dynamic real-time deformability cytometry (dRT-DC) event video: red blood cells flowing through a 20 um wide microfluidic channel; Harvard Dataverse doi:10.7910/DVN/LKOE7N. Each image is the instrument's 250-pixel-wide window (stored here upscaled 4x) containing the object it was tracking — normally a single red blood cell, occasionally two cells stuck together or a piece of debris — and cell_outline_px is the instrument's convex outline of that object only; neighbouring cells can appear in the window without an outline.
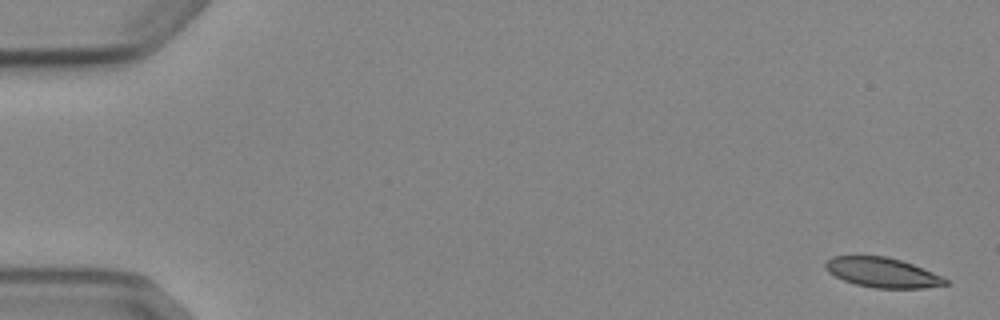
{"species": "Egyptian fruit bat (a non-hibernating species)", "species_latin": "Rousettus aegyptiacus", "temperature_condition": "cold", "stored_images_in_passage": 4, "camera_frame_rate_fps": 3000, "um_per_image_px": 0.085, "animal": {"sex": "female"}, "frame": {"image": 1, "passage_image": 1, "time_ms": 0.0, "image_size_px": [1000, 320], "cell_outline_px": [[948, 284], [924, 288], [876, 288], [856, 284], [844, 280], [828, 272], [824, 268], [824, 264], [832, 256], [888, 256], [912, 264], [932, 272], [948, 280]], "centroid_in_image_um": [74.98, 23.16], "position_along_channel_um": 10.0, "area_um2": 20.63}}
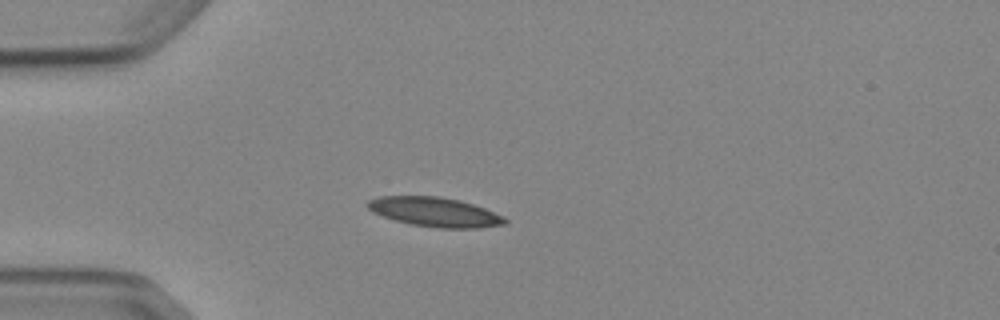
{"frame": {"image": 2, "passage_image": 4, "time_ms": 4.333, "image_size_px": [1000, 320], "cell_outline_px": [[508, 224], [480, 228], [436, 228], [408, 224], [372, 212], [364, 204], [368, 200], [380, 196], [436, 196], [460, 200], [484, 208], [504, 216], [508, 220]], "centroid_in_image_um": [36.97, 18.03], "position_along_channel_um": 48.0, "area_um2": 23.7}}